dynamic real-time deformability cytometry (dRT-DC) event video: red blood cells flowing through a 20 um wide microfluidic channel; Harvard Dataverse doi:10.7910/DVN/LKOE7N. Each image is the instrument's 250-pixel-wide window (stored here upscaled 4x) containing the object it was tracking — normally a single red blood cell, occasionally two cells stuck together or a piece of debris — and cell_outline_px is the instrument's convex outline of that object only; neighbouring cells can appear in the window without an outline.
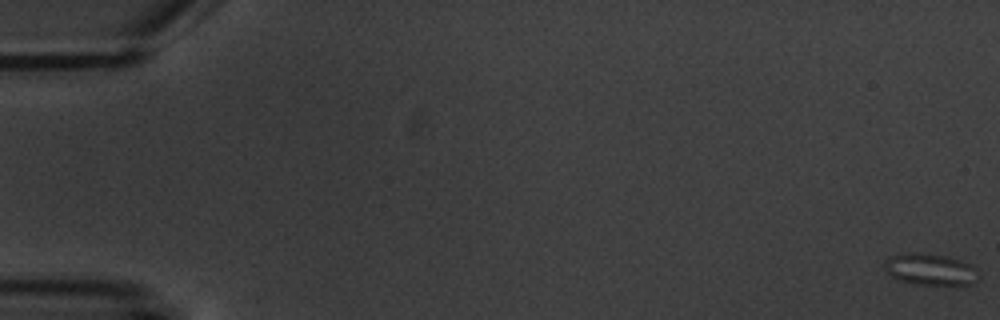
{"species": "common noctule bat (a hibernating species)", "species_latin": "Nyctalus noctula", "temperature_condition": "warm", "stored_images_in_passage": 4, "camera_frame_rate_fps": 3000, "um_per_image_px": 0.085, "animal": {"sex": "male", "body_mass_g": 20.1, "forearm_length_mm": 53.5}, "frame": {"image": 1, "passage_image": 1, "time_ms": 0.0, "image_size_px": [1000, 320], "cell_outline_px": [[976, 280], [972, 284], [916, 284], [900, 280], [892, 276], [884, 268], [884, 260], [888, 256], [900, 252], [916, 252], [948, 256], [972, 264], [976, 268]], "centroid_in_image_um": [79.02, 22.86], "position_along_channel_um": 6.0, "area_um2": 17.34}}